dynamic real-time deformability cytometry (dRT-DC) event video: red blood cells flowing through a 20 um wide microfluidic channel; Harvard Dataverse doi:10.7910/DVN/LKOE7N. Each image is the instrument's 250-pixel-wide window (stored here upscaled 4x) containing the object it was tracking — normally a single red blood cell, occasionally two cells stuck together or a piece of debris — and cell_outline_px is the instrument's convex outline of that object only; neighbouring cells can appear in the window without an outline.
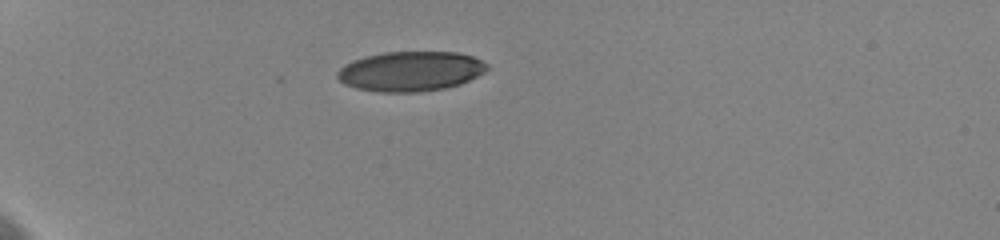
{"species": "human", "species_latin": "Homo sapiens", "temperature_condition": "cold", "stored_images_in_passage": 39, "camera_frame_rate_fps": 3000, "um_per_image_px": 0.085, "donor": {"sex": "female"}, "frame": {"image": 1, "passage_image": 1, "time_ms": 0.0, "image_size_px": [1000, 240], "cell_outline_px": [[488, 68], [484, 72], [460, 84], [444, 88], [416, 92], [380, 92], [356, 88], [344, 84], [336, 76], [336, 72], [344, 64], [352, 60], [364, 56], [384, 52], [456, 52], [472, 56], [488, 64]], "centroid_in_image_um": [34.86, 6.05], "position_along_channel_um": 50.1, "area_um2": 34.74}}
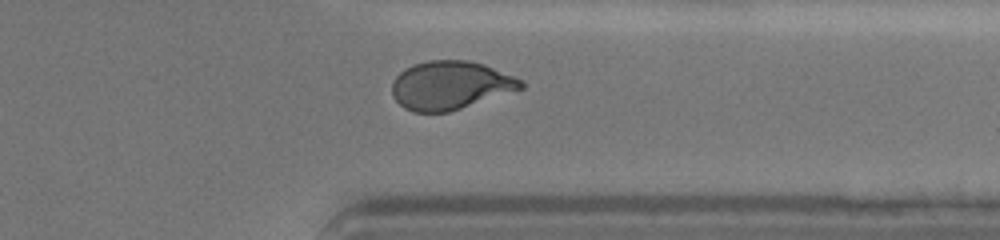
{"frame": {"image": 2, "passage_image": 33, "time_ms": 10.0, "image_size_px": [1000, 240], "cell_outline_px": [[524, 88], [448, 112], [412, 112], [404, 108], [396, 100], [392, 92], [392, 80], [404, 68], [412, 64], [428, 60], [468, 60], [484, 64], [512, 76], [520, 80], [524, 84]], "centroid_in_image_um": [38.23, 7.24], "position_along_channel_um": 373.2, "area_um2": 36.24}, "authors_computed_cell_mechanics": {"area_um2": 36.4718, "velocity_mm_per_s": 3.6233, "shape_relaxation_time_tau1_ms": 4.8022, "shape_relaxation_time_tau2_ms": 0.8965, "deformation_change_tau1": 0.1567, "deformation_change_tau2": 0.0411}}